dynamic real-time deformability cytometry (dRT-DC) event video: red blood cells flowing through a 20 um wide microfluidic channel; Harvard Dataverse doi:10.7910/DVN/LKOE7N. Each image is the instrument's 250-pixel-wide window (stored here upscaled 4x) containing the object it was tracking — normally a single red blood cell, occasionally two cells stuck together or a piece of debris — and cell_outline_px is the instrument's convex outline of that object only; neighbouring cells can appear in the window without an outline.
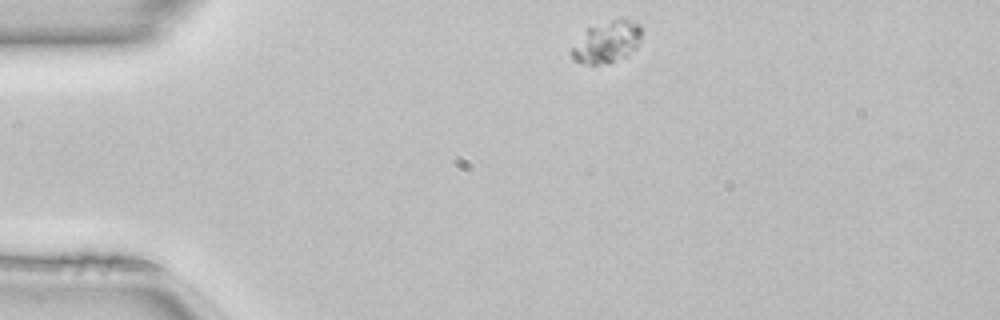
{"species": "common noctule bat (a hibernating species)", "species_latin": "Nyctalus noctula", "temperature_condition": "room temperature", "stored_images_in_passage": 33, "camera_frame_rate_fps": 3000, "um_per_image_px": 0.085, "animal": {"sex": "female", "body_mass_g": 22.7, "forearm_length_mm": 54.2}, "frame": {"image": 1, "passage_image": 1, "time_ms": 0.0, "image_size_px": [1000, 320], "cell_outline_px": [[640, 36], [636, 48], [624, 56], [608, 64], [580, 64], [568, 52], [588, 28], [620, 16], [624, 16], [640, 24]], "centroid_in_image_um": [51.59, 3.54], "position_along_channel_um": 33.4, "area_um2": 16.99}}